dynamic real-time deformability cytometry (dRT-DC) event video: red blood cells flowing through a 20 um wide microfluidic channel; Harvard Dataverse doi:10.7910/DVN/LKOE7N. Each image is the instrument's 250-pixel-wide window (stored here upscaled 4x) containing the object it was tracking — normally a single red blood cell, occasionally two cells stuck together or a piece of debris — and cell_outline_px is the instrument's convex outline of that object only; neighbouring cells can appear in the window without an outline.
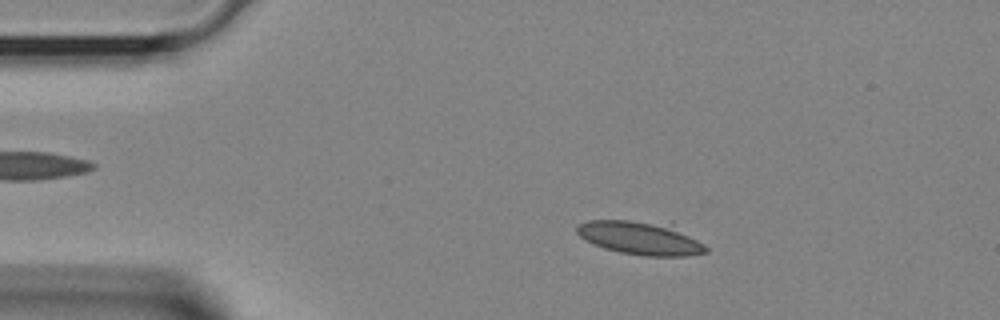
{"species": "Egyptian fruit bat (a non-hibernating species)", "species_latin": "Rousettus aegyptiacus", "temperature_condition": "room temperature", "stored_images_in_passage": 34, "camera_frame_rate_fps": 3000, "um_per_image_px": 0.085, "animal": {"sex": "female"}, "frame": {"image": 1, "passage_image": 5, "time_ms": 1.333, "image_size_px": [1000, 320], "cell_outline_px": [[708, 252], [688, 256], [644, 256], [620, 252], [604, 248], [592, 244], [584, 240], [576, 232], [576, 224], [588, 220], [672, 220], [704, 244], [708, 248]], "centroid_in_image_um": [54.52, 20.18], "position_along_channel_um": 30.5, "area_um2": 26.47}}
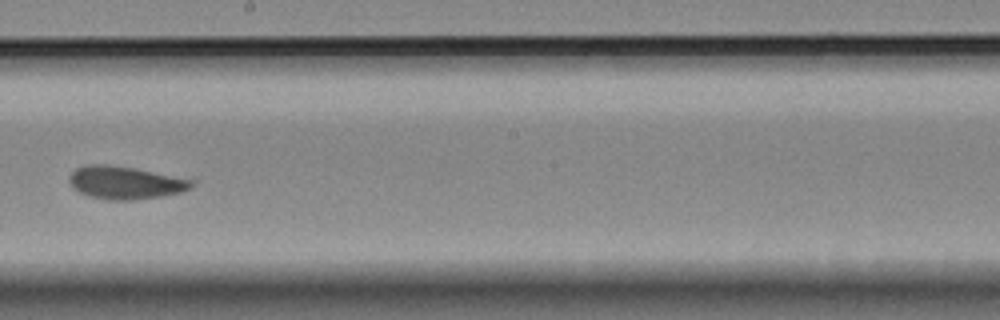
{"frame": {"image": 2, "passage_image": 20, "time_ms": 6.333, "image_size_px": [1000, 320], "cell_outline_px": [[196, 180], [192, 188], [180, 192], [160, 196], [132, 200], [108, 200], [88, 196], [72, 188], [68, 180], [68, 176], [76, 168], [88, 164], [108, 164], [132, 168]], "centroid_in_image_um": [10.62, 15.52], "position_along_channel_um": 237.6, "area_um2": 23.41}}
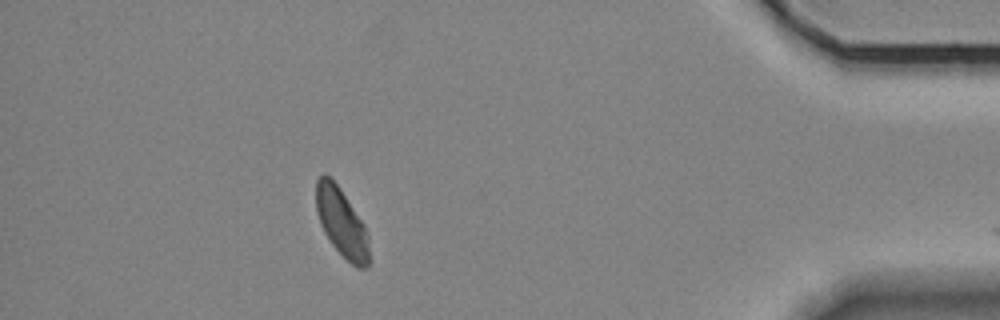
{"frame": {"image": 3, "passage_image": 33, "time_ms": 10.667, "image_size_px": [1000, 320], "cell_outline_px": [[368, 268], [356, 268], [332, 244], [324, 232], [320, 224], [316, 212], [316, 180], [324, 172], [340, 188], [364, 224], [368, 236]], "centroid_in_image_um": [29.02, 18.9], "position_along_channel_um": 406.2, "area_um2": 20.92}}